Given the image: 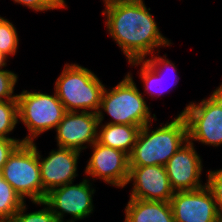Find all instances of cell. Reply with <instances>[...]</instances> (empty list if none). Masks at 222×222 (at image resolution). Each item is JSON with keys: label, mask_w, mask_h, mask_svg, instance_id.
<instances>
[{"label": "cell", "mask_w": 222, "mask_h": 222, "mask_svg": "<svg viewBox=\"0 0 222 222\" xmlns=\"http://www.w3.org/2000/svg\"><path fill=\"white\" fill-rule=\"evenodd\" d=\"M105 27L126 60H142L171 46L144 0H104ZM157 48V49H156ZM156 49V50H155Z\"/></svg>", "instance_id": "cell-1"}, {"label": "cell", "mask_w": 222, "mask_h": 222, "mask_svg": "<svg viewBox=\"0 0 222 222\" xmlns=\"http://www.w3.org/2000/svg\"><path fill=\"white\" fill-rule=\"evenodd\" d=\"M150 122L140 128L133 150L129 155V166H165L167 161L188 141L185 117L178 114L170 122L160 123L152 129Z\"/></svg>", "instance_id": "cell-2"}, {"label": "cell", "mask_w": 222, "mask_h": 222, "mask_svg": "<svg viewBox=\"0 0 222 222\" xmlns=\"http://www.w3.org/2000/svg\"><path fill=\"white\" fill-rule=\"evenodd\" d=\"M111 89V90H110ZM104 88L100 108L97 113L99 123H102L106 113L111 117L109 124H125L139 126L157 121L151 114L147 101L136 86L132 73L126 76L114 87Z\"/></svg>", "instance_id": "cell-3"}, {"label": "cell", "mask_w": 222, "mask_h": 222, "mask_svg": "<svg viewBox=\"0 0 222 222\" xmlns=\"http://www.w3.org/2000/svg\"><path fill=\"white\" fill-rule=\"evenodd\" d=\"M106 85L88 68L66 63L54 83V91L66 112L98 113Z\"/></svg>", "instance_id": "cell-4"}, {"label": "cell", "mask_w": 222, "mask_h": 222, "mask_svg": "<svg viewBox=\"0 0 222 222\" xmlns=\"http://www.w3.org/2000/svg\"><path fill=\"white\" fill-rule=\"evenodd\" d=\"M18 122L27 128L28 134L22 142H35L36 138L48 130H55L66 113L65 107L58 99L55 91L52 95L40 90H22L17 94Z\"/></svg>", "instance_id": "cell-5"}, {"label": "cell", "mask_w": 222, "mask_h": 222, "mask_svg": "<svg viewBox=\"0 0 222 222\" xmlns=\"http://www.w3.org/2000/svg\"><path fill=\"white\" fill-rule=\"evenodd\" d=\"M36 143L23 142L9 155L2 168V176L26 201H43V184Z\"/></svg>", "instance_id": "cell-6"}, {"label": "cell", "mask_w": 222, "mask_h": 222, "mask_svg": "<svg viewBox=\"0 0 222 222\" xmlns=\"http://www.w3.org/2000/svg\"><path fill=\"white\" fill-rule=\"evenodd\" d=\"M179 114L186 119L191 143L222 145V89L219 86L200 103L190 102Z\"/></svg>", "instance_id": "cell-7"}, {"label": "cell", "mask_w": 222, "mask_h": 222, "mask_svg": "<svg viewBox=\"0 0 222 222\" xmlns=\"http://www.w3.org/2000/svg\"><path fill=\"white\" fill-rule=\"evenodd\" d=\"M90 181L89 177L84 178L79 184L68 183L46 194L44 202L60 222L80 221L93 214V194L96 190ZM66 214L72 216L71 219L66 221L63 218Z\"/></svg>", "instance_id": "cell-8"}, {"label": "cell", "mask_w": 222, "mask_h": 222, "mask_svg": "<svg viewBox=\"0 0 222 222\" xmlns=\"http://www.w3.org/2000/svg\"><path fill=\"white\" fill-rule=\"evenodd\" d=\"M93 149L84 173L91 180L100 179L103 182L125 188L129 178V155L125 152L102 145L98 141L90 146Z\"/></svg>", "instance_id": "cell-9"}, {"label": "cell", "mask_w": 222, "mask_h": 222, "mask_svg": "<svg viewBox=\"0 0 222 222\" xmlns=\"http://www.w3.org/2000/svg\"><path fill=\"white\" fill-rule=\"evenodd\" d=\"M170 205L175 222H217L221 216L211 190L176 191Z\"/></svg>", "instance_id": "cell-10"}, {"label": "cell", "mask_w": 222, "mask_h": 222, "mask_svg": "<svg viewBox=\"0 0 222 222\" xmlns=\"http://www.w3.org/2000/svg\"><path fill=\"white\" fill-rule=\"evenodd\" d=\"M98 115L93 112H66L57 125V147L79 152L91 146L98 139ZM86 144V145H85Z\"/></svg>", "instance_id": "cell-11"}, {"label": "cell", "mask_w": 222, "mask_h": 222, "mask_svg": "<svg viewBox=\"0 0 222 222\" xmlns=\"http://www.w3.org/2000/svg\"><path fill=\"white\" fill-rule=\"evenodd\" d=\"M203 166L195 143L188 140L165 165L174 192L193 191L206 186L201 180Z\"/></svg>", "instance_id": "cell-12"}, {"label": "cell", "mask_w": 222, "mask_h": 222, "mask_svg": "<svg viewBox=\"0 0 222 222\" xmlns=\"http://www.w3.org/2000/svg\"><path fill=\"white\" fill-rule=\"evenodd\" d=\"M57 148L50 151L45 158L40 155L38 149V162L43 184V201L50 190L72 183L78 176L77 167L81 152L65 147L58 146Z\"/></svg>", "instance_id": "cell-13"}, {"label": "cell", "mask_w": 222, "mask_h": 222, "mask_svg": "<svg viewBox=\"0 0 222 222\" xmlns=\"http://www.w3.org/2000/svg\"><path fill=\"white\" fill-rule=\"evenodd\" d=\"M127 184L132 181L129 198L170 202L174 195L165 166H129Z\"/></svg>", "instance_id": "cell-14"}, {"label": "cell", "mask_w": 222, "mask_h": 222, "mask_svg": "<svg viewBox=\"0 0 222 222\" xmlns=\"http://www.w3.org/2000/svg\"><path fill=\"white\" fill-rule=\"evenodd\" d=\"M155 54L156 53L152 54L150 56L151 58L147 57L142 60H132L128 62L130 66H140L139 77L144 85V93L149 94L152 98H155L154 95H156L157 98V96H161L164 92H168L169 87L166 84L169 81L168 78H170V76H168L170 75L168 73L169 70H171V73H174L175 76L174 78L171 77L173 84L170 85L177 86L176 84L179 82L175 63L167 59L166 54H163L164 57L158 55L160 52H157V56H155Z\"/></svg>", "instance_id": "cell-15"}, {"label": "cell", "mask_w": 222, "mask_h": 222, "mask_svg": "<svg viewBox=\"0 0 222 222\" xmlns=\"http://www.w3.org/2000/svg\"><path fill=\"white\" fill-rule=\"evenodd\" d=\"M124 222H175L170 202L130 198Z\"/></svg>", "instance_id": "cell-16"}, {"label": "cell", "mask_w": 222, "mask_h": 222, "mask_svg": "<svg viewBox=\"0 0 222 222\" xmlns=\"http://www.w3.org/2000/svg\"><path fill=\"white\" fill-rule=\"evenodd\" d=\"M139 131V126L99 123L97 141L102 145L119 149L130 155Z\"/></svg>", "instance_id": "cell-17"}, {"label": "cell", "mask_w": 222, "mask_h": 222, "mask_svg": "<svg viewBox=\"0 0 222 222\" xmlns=\"http://www.w3.org/2000/svg\"><path fill=\"white\" fill-rule=\"evenodd\" d=\"M25 202L5 179L0 180L1 222H8Z\"/></svg>", "instance_id": "cell-18"}, {"label": "cell", "mask_w": 222, "mask_h": 222, "mask_svg": "<svg viewBox=\"0 0 222 222\" xmlns=\"http://www.w3.org/2000/svg\"><path fill=\"white\" fill-rule=\"evenodd\" d=\"M32 203L44 207L38 211L26 213L27 205L25 202L8 222H60L44 201Z\"/></svg>", "instance_id": "cell-19"}, {"label": "cell", "mask_w": 222, "mask_h": 222, "mask_svg": "<svg viewBox=\"0 0 222 222\" xmlns=\"http://www.w3.org/2000/svg\"><path fill=\"white\" fill-rule=\"evenodd\" d=\"M18 122V101H0V138H12L9 134L16 128Z\"/></svg>", "instance_id": "cell-20"}, {"label": "cell", "mask_w": 222, "mask_h": 222, "mask_svg": "<svg viewBox=\"0 0 222 222\" xmlns=\"http://www.w3.org/2000/svg\"><path fill=\"white\" fill-rule=\"evenodd\" d=\"M17 29L13 22L0 16V51L8 58L16 55L19 39Z\"/></svg>", "instance_id": "cell-21"}, {"label": "cell", "mask_w": 222, "mask_h": 222, "mask_svg": "<svg viewBox=\"0 0 222 222\" xmlns=\"http://www.w3.org/2000/svg\"><path fill=\"white\" fill-rule=\"evenodd\" d=\"M18 82V75L14 71L0 69V101L17 100L14 88Z\"/></svg>", "instance_id": "cell-22"}, {"label": "cell", "mask_w": 222, "mask_h": 222, "mask_svg": "<svg viewBox=\"0 0 222 222\" xmlns=\"http://www.w3.org/2000/svg\"><path fill=\"white\" fill-rule=\"evenodd\" d=\"M206 186L211 190L222 218V168L207 171Z\"/></svg>", "instance_id": "cell-23"}, {"label": "cell", "mask_w": 222, "mask_h": 222, "mask_svg": "<svg viewBox=\"0 0 222 222\" xmlns=\"http://www.w3.org/2000/svg\"><path fill=\"white\" fill-rule=\"evenodd\" d=\"M14 3L21 4L34 12H45L49 10L66 9L65 0H13Z\"/></svg>", "instance_id": "cell-24"}, {"label": "cell", "mask_w": 222, "mask_h": 222, "mask_svg": "<svg viewBox=\"0 0 222 222\" xmlns=\"http://www.w3.org/2000/svg\"><path fill=\"white\" fill-rule=\"evenodd\" d=\"M21 143H23L22 140L14 137L0 138V170H2L4 164L7 162L9 155Z\"/></svg>", "instance_id": "cell-25"}, {"label": "cell", "mask_w": 222, "mask_h": 222, "mask_svg": "<svg viewBox=\"0 0 222 222\" xmlns=\"http://www.w3.org/2000/svg\"><path fill=\"white\" fill-rule=\"evenodd\" d=\"M8 62V57L0 51V69H3L4 67L7 66V62Z\"/></svg>", "instance_id": "cell-26"}, {"label": "cell", "mask_w": 222, "mask_h": 222, "mask_svg": "<svg viewBox=\"0 0 222 222\" xmlns=\"http://www.w3.org/2000/svg\"><path fill=\"white\" fill-rule=\"evenodd\" d=\"M3 178L2 176V170H0V180Z\"/></svg>", "instance_id": "cell-27"}]
</instances>
